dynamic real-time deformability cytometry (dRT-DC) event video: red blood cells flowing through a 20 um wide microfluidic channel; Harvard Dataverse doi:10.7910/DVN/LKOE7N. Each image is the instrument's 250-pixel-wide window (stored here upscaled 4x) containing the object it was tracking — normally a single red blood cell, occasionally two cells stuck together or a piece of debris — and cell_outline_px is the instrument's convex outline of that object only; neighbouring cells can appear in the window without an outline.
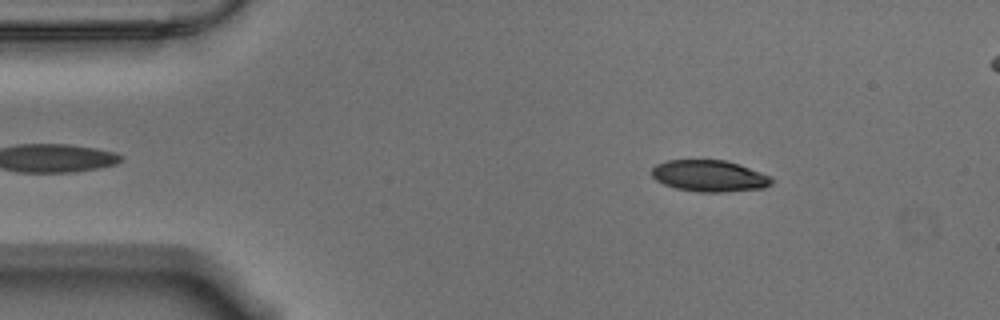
{"species": "Egyptian fruit bat (a non-hibernating species)", "species_latin": "Rousettus aegyptiacus", "temperature_condition": "warm", "stored_images_in_passage": 55, "segment_of_instrument_passage": [1, 2], "camera_frame_rate_fps": 3000, "um_per_image_px": 0.085, "animal": {"sex": "male"}, "frame": {"image": 1, "passage_image": 6, "time_ms": 1.667, "image_size_px": [1000, 320], "cell_outline_px": [[776, 180], [772, 184], [764, 188], [724, 192], [700, 192], [676, 188], [664, 184], [656, 180], [652, 176], [652, 168], [656, 164], [668, 160], [724, 160], [740, 164], [772, 176]], "centroid_in_image_um": [60.35, 14.95], "position_along_channel_um": 24.7, "area_um2": 22.2}}
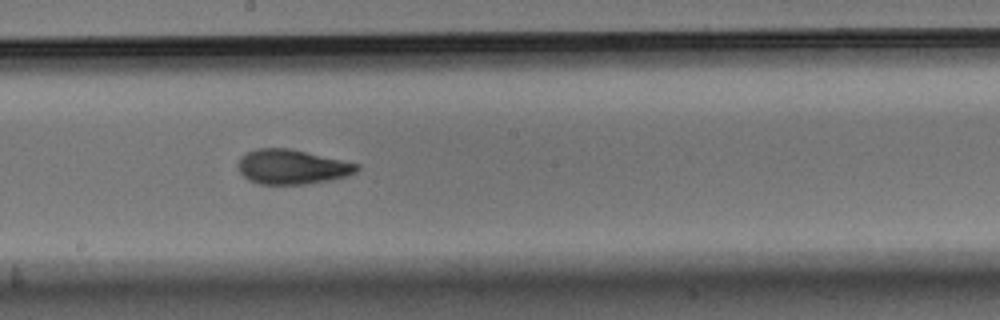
{"frame": {"image": 2, "passage_image": 28, "time_ms": 9.0, "image_size_px": [1000, 320], "cell_outline_px": [[360, 168], [356, 172], [348, 176], [308, 184], [260, 184], [248, 180], [240, 172], [240, 156], [256, 148], [288, 148], [360, 164]], "centroid_in_image_um": [24.84, 14.18], "position_along_channel_um": 223.4, "area_um2": 23.81}}
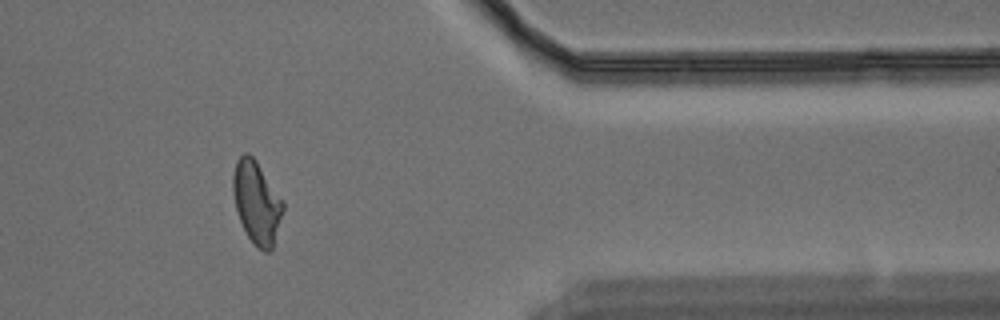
{"frame": {"image": 3, "passage_image": 44, "time_ms": 14.333, "image_size_px": [1000, 320], "cell_outline_px": [[284, 208], [272, 248], [268, 252], [264, 252], [248, 236], [240, 220], [236, 208], [232, 188], [232, 176], [236, 160], [244, 152], [248, 152], [256, 160], [284, 200]], "centroid_in_image_um": [21.82, 17.14], "position_along_channel_um": 389.6, "area_um2": 23.87}}